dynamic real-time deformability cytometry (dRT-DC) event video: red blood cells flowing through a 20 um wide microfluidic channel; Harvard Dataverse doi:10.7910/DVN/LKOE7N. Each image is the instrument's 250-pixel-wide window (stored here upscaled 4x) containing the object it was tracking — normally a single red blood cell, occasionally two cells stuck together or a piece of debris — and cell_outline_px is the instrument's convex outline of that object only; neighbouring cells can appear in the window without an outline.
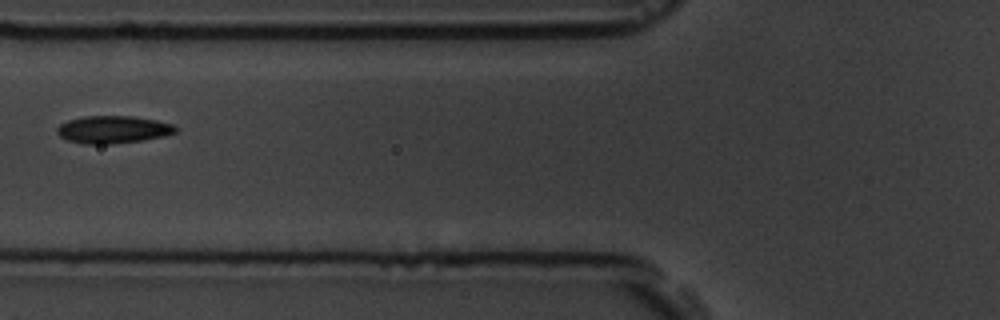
{"species": "common noctule bat (a hibernating species)", "species_latin": "Nyctalus noctula", "temperature_condition": "room temperature", "stored_images_in_passage": 8, "camera_frame_rate_fps": 3000, "um_per_image_px": 0.085, "animal": {"sex": "male", "body_mass_g": 19.5, "forearm_length_mm": 54.6}, "frame": {"image": 1, "passage_image": 3, "time_ms": 2.333, "image_size_px": [1000, 320], "cell_outline_px": [[180, 128], [176, 132], [164, 136], [144, 140], [112, 144], [84, 144], [68, 140], [60, 136], [56, 132], [56, 128], [60, 124], [68, 120], [84, 116], [132, 116], [156, 120], [172, 124]], "centroid_in_image_um": [9.62, 11.01], "position_along_channel_um": 116.2, "area_um2": 19.13}}
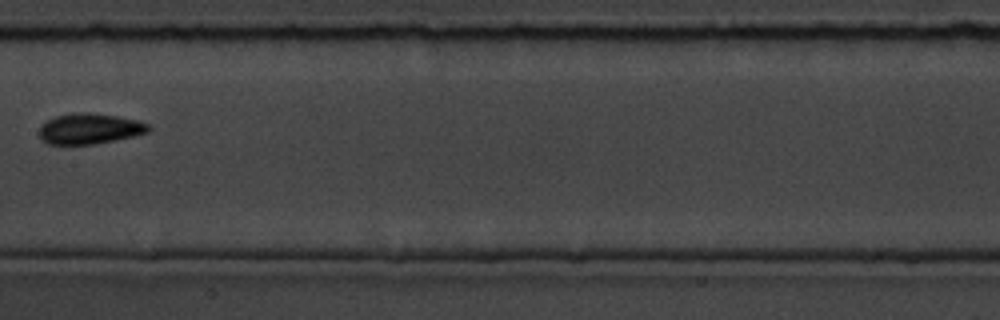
{"frame": {"image": 2, "passage_image": 5, "time_ms": 4.667, "image_size_px": [1000, 320], "cell_outline_px": [[152, 128], [148, 132], [132, 136], [92, 144], [48, 144], [40, 140], [40, 124], [56, 116], [76, 112], [88, 112], [116, 116], [140, 120], [148, 124]], "centroid_in_image_um": [7.6, 10.93], "position_along_channel_um": 199.8, "area_um2": 19.42}}
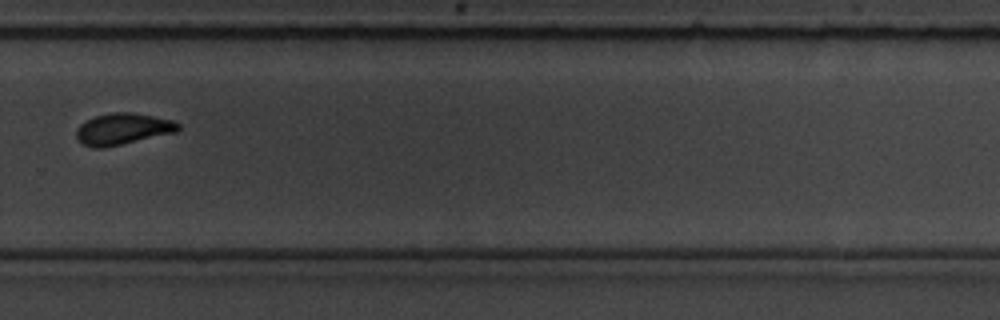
{"frame": {"image": 3, "passage_image": 8, "time_ms": 8.0, "image_size_px": [1000, 320], "cell_outline_px": [[180, 128], [176, 132], [104, 148], [92, 148], [84, 144], [76, 136], [76, 128], [80, 124], [96, 116], [112, 112], [132, 112], [172, 120], [180, 124]], "centroid_in_image_um": [10.43, 10.96], "position_along_channel_um": 319.4, "area_um2": 18.5}}